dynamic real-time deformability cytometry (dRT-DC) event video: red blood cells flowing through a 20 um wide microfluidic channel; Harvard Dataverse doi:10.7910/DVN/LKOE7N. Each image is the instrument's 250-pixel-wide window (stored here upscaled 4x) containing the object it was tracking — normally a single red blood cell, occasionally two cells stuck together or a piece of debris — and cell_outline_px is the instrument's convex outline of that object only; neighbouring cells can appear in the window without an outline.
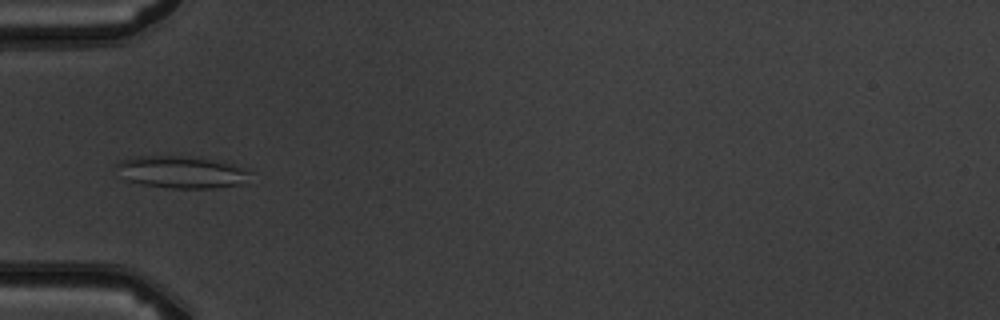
{"species": "common noctule bat (a hibernating species)", "species_latin": "Nyctalus noctula", "temperature_condition": "warm", "stored_images_in_passage": 4, "camera_frame_rate_fps": 3000, "um_per_image_px": 0.085, "animal": {"sex": "male", "body_mass_g": 19.5, "forearm_length_mm": 54.6}, "frame": {"image": 1, "passage_image": 4, "time_ms": 4.333, "image_size_px": [1000, 320], "cell_outline_px": [[252, 172], [240, 184], [216, 188], [168, 188], [144, 184], [128, 180], [116, 164], [120, 160], [140, 156], [180, 156], [208, 160], [232, 164], [244, 168]], "centroid_in_image_um": [15.45, 14.63], "position_along_channel_um": 69.6, "area_um2": 24.22}}